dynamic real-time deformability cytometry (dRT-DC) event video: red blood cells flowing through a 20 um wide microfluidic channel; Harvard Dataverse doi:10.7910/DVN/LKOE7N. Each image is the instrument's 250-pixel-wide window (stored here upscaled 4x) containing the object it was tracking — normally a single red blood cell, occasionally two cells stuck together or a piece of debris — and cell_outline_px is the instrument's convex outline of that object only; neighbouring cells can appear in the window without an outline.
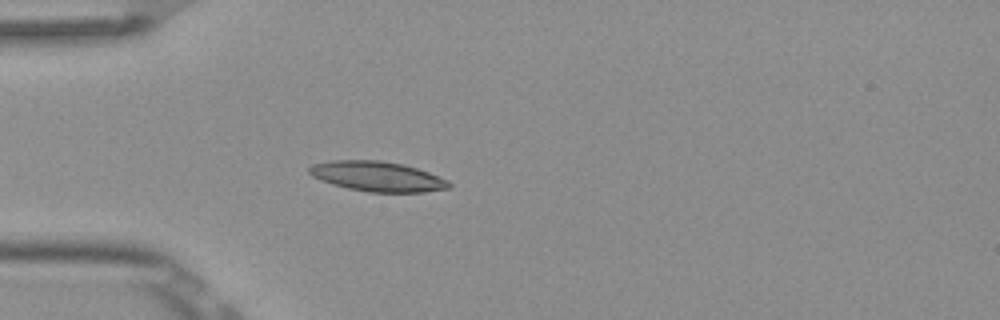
{"species": "Egyptian fruit bat (a non-hibernating species)", "species_latin": "Rousettus aegyptiacus", "temperature_condition": "room temperature", "stored_images_in_passage": 3, "camera_frame_rate_fps": 3000, "um_per_image_px": 0.085, "frame": {"image": 1, "passage_image": 3, "time_ms": 0.667, "image_size_px": [1000, 320], "cell_outline_px": [[452, 188], [424, 192], [368, 192], [348, 188], [332, 184], [320, 180], [312, 176], [308, 172], [308, 168], [312, 164], [332, 160], [380, 160], [404, 164], [428, 172], [448, 180], [452, 184]], "centroid_in_image_um": [32.08, 14.99], "position_along_channel_um": 52.9, "area_um2": 24.57}}